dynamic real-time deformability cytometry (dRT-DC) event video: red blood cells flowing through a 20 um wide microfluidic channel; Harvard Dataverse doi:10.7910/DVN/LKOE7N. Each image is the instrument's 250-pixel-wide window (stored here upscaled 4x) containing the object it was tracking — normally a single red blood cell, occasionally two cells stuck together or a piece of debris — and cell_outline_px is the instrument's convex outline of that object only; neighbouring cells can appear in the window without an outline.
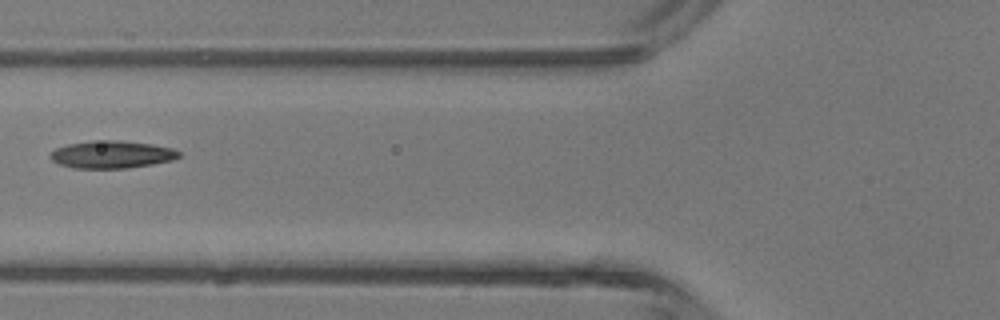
{"species": "common noctule bat (a hibernating species)", "species_latin": "Nyctalus noctula", "temperature_condition": "room temperature", "stored_images_in_passage": 2, "camera_frame_rate_fps": 3000, "um_per_image_px": 0.085, "animal": {"sex": "male", "body_mass_g": 13.3}, "frame": {"image": 1, "passage_image": 2, "time_ms": 1.333, "image_size_px": [1000, 320], "cell_outline_px": [[180, 156], [172, 160], [152, 164], [128, 168], [72, 168], [60, 164], [52, 160], [48, 156], [56, 148], [68, 144], [92, 140], [120, 140], [152, 144], [176, 148], [180, 152]], "centroid_in_image_um": [9.52, 13.12], "position_along_channel_um": 116.3, "area_um2": 20.75}}